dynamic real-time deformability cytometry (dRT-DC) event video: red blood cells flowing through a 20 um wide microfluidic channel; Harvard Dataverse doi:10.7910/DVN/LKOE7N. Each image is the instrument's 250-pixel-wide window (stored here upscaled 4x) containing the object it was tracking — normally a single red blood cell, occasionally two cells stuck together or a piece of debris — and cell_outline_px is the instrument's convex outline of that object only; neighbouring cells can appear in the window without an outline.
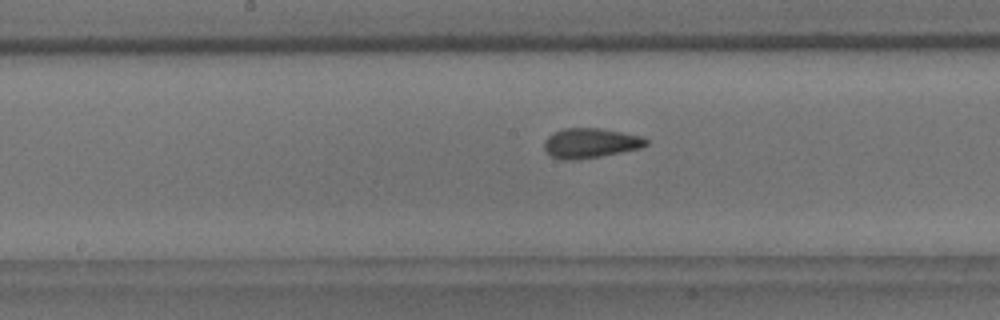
{"species": "common noctule bat (a hibernating species)", "species_latin": "Nyctalus noctula", "temperature_condition": "room temperature", "stored_images_in_passage": 40, "camera_frame_rate_fps": 3000, "um_per_image_px": 0.085, "animal": {"sex": "male", "body_mass_g": 18.8}, "frame": {"image": 1, "passage_image": 14, "time_ms": 4.333, "image_size_px": [1000, 320], "cell_outline_px": [[648, 144], [640, 148], [600, 156], [568, 160], [552, 156], [544, 148], [544, 144], [548, 136], [564, 128], [600, 128], [640, 136], [648, 140]], "centroid_in_image_um": [50.2, 12.15], "position_along_channel_um": 198.0, "area_um2": 17.22}}
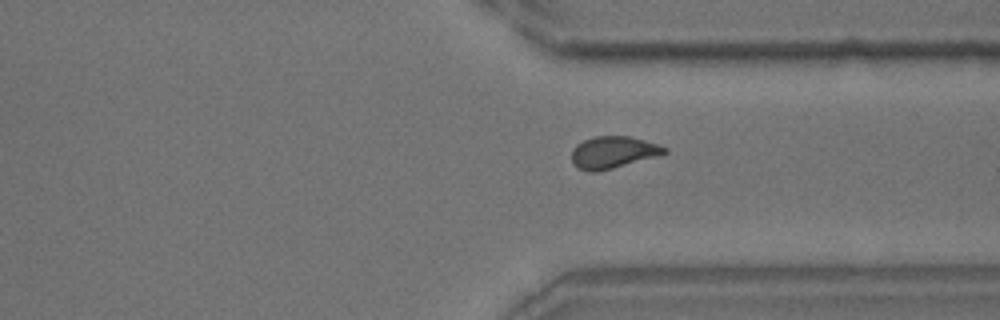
{"frame": {"image": 2, "passage_image": 27, "time_ms": 8.667, "image_size_px": [1000, 320], "cell_outline_px": [[668, 152], [660, 156], [596, 172], [592, 172], [580, 168], [572, 164], [572, 148], [576, 144], [584, 140], [596, 136], [628, 136], [644, 140], [668, 148]], "centroid_in_image_um": [52.12, 12.94], "position_along_channel_um": 359.3, "area_um2": 17.28}}
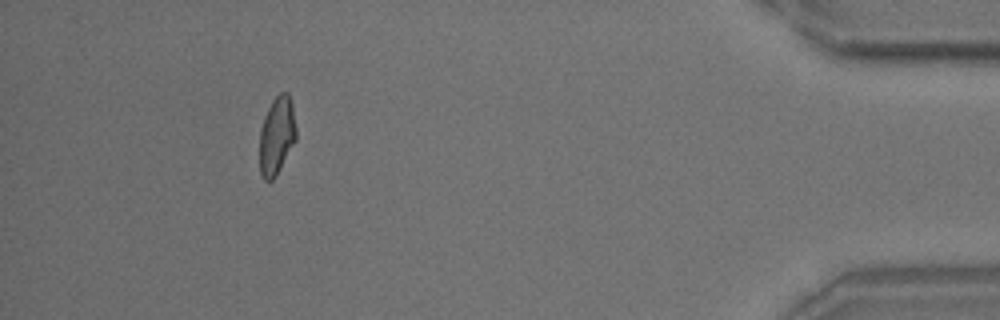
{"frame": {"image": 3, "passage_image": 36, "time_ms": 11.667, "image_size_px": [1000, 320], "cell_outline_px": [[296, 140], [276, 176], [272, 180], [264, 180], [260, 172], [260, 128], [264, 116], [272, 100], [280, 92], [288, 92], [292, 104], [296, 128]], "centroid_in_image_um": [23.52, 11.52], "position_along_channel_um": 411.7, "area_um2": 16.65}}